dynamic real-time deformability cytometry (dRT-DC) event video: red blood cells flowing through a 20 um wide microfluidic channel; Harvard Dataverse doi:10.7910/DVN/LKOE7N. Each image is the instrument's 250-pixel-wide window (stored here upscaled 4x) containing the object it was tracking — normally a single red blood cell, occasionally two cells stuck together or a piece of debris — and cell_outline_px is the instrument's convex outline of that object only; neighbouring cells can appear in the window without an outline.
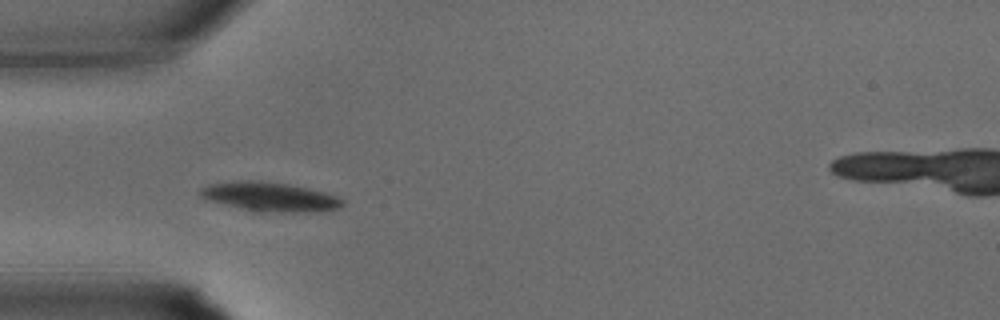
{"species": "common noctule bat (a hibernating species)", "species_latin": "Nyctalus noctula", "temperature_condition": "warm", "stored_images_in_passage": 3, "camera_frame_rate_fps": 3000, "um_per_image_px": 0.085, "animal": {"sex": "male", "body_mass_g": 15.6}, "frame": {"image": 1, "passage_image": 1, "time_ms": 0.0, "image_size_px": [1000, 320], "cell_outline_px": [[344, 204], [336, 208], [304, 212], [256, 212], [204, 200], [196, 192], [200, 188], [208, 184], [240, 180], [260, 180], [288, 184], [308, 188], [324, 192], [336, 196], [344, 200]], "centroid_in_image_um": [22.82, 16.72], "position_along_channel_um": 62.2, "area_um2": 24.45}}
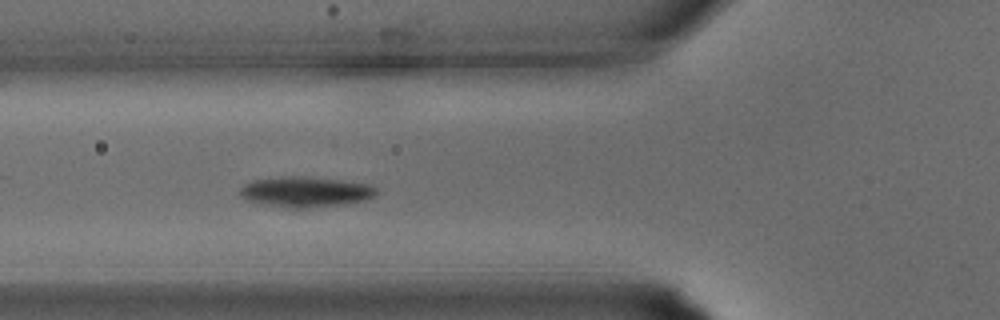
{"frame": {"image": 2, "passage_image": 3, "time_ms": 0.667, "image_size_px": [1000, 320], "cell_outline_px": [[376, 196], [364, 200], [348, 204], [304, 208], [284, 208], [260, 204], [248, 200], [240, 196], [240, 188], [244, 184], [252, 180], [284, 176], [300, 176], [340, 180], [364, 184], [376, 188]], "centroid_in_image_um": [25.91, 16.32], "position_along_channel_um": 99.9, "area_um2": 24.22}}